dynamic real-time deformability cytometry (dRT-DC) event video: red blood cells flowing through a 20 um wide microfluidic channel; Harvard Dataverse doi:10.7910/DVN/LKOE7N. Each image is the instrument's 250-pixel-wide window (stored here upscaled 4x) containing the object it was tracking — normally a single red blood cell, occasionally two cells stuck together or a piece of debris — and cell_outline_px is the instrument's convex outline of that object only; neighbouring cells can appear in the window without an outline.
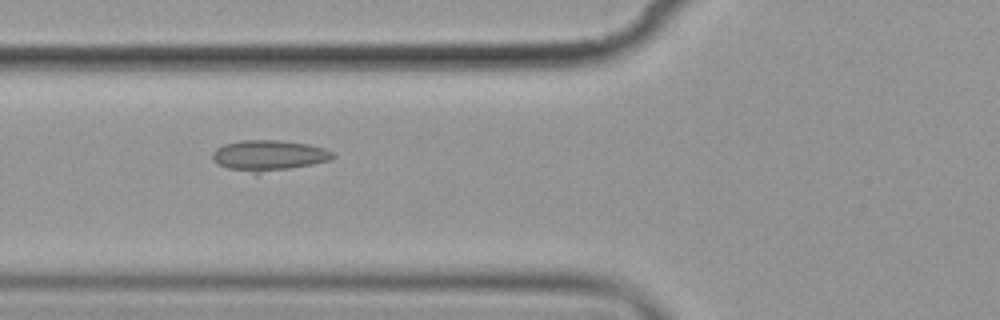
{"species": "common noctule bat (a hibernating species)", "species_latin": "Nyctalus noctula", "temperature_condition": "cold", "stored_images_in_passage": 5, "camera_frame_rate_fps": 3000, "um_per_image_px": 0.085, "animal": {"sex": "female", "body_mass_g": 19.9}, "frame": {"image": 1, "passage_image": 5, "time_ms": 5.0, "image_size_px": [1000, 320], "cell_outline_px": [[336, 156], [332, 160], [256, 176], [228, 168], [216, 164], [212, 160], [212, 152], [216, 148], [224, 144], [240, 140], [280, 140], [308, 144], [324, 148], [332, 152]], "centroid_in_image_um": [22.82, 13.25], "position_along_channel_um": 103.0, "area_um2": 22.31}}